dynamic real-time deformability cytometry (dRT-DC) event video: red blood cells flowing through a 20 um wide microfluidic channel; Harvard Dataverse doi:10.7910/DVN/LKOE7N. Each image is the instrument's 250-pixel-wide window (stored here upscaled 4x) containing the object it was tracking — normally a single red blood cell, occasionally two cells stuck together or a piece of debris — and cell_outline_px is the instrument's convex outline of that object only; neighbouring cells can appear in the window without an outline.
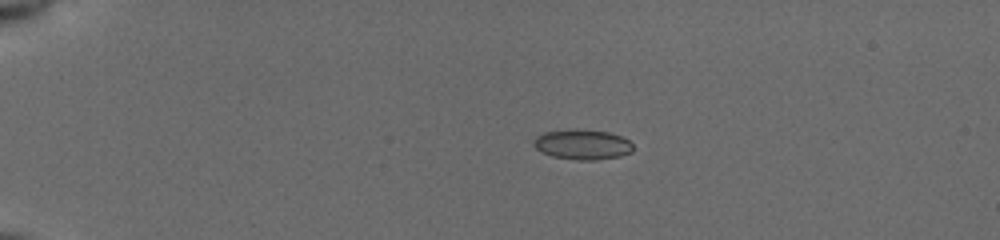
{"species": "common noctule bat (a hibernating species)", "species_latin": "Nyctalus noctula", "temperature_condition": "cold", "stored_images_in_passage": 42, "camera_frame_rate_fps": 3000, "um_per_image_px": 0.085, "animal": {"sex": "female", "body_mass_g": 19.5, "forearm_length_mm": 54.1}, "frame": {"image": 1, "passage_image": 1, "time_ms": 0.0, "image_size_px": [1000, 240], "cell_outline_px": [[632, 152], [620, 156], [596, 160], [576, 160], [552, 156], [536, 148], [532, 144], [532, 140], [536, 136], [544, 132], [572, 128], [608, 132], [620, 136], [628, 140], [632, 144]], "centroid_in_image_um": [49.48, 12.27], "position_along_channel_um": 35.5, "area_um2": 17.51}}
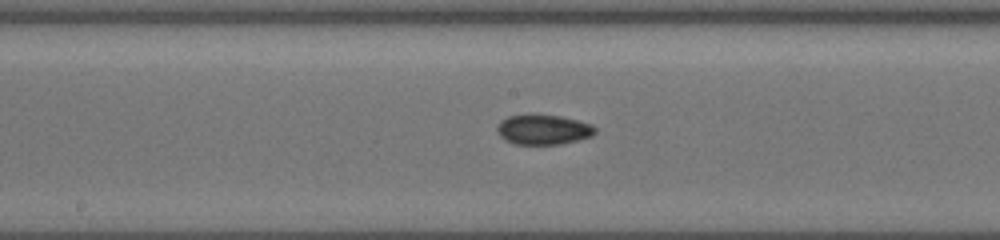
{"frame": {"image": 2, "passage_image": 19, "time_ms": 6.0, "image_size_px": [1000, 240], "cell_outline_px": [[596, 132], [592, 136], [560, 144], [516, 144], [504, 140], [496, 132], [496, 128], [500, 120], [508, 116], [532, 112], [560, 116], [592, 124], [596, 128]], "centroid_in_image_um": [46.13, 10.98], "position_along_channel_um": 202.1, "area_um2": 17.57}}
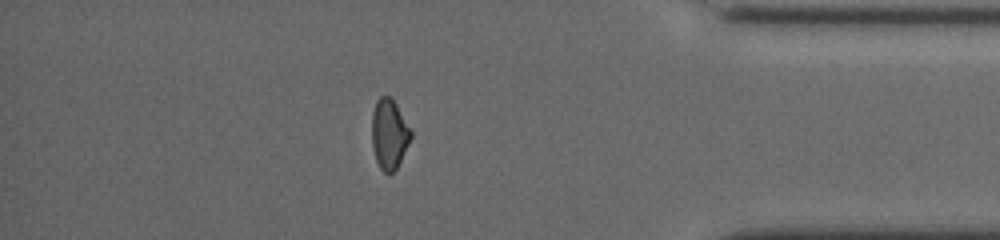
{"frame": {"image": 3, "passage_image": 36, "time_ms": 11.667, "image_size_px": [1000, 240], "cell_outline_px": [[412, 136], [396, 168], [388, 176], [380, 168], [376, 160], [372, 144], [372, 112], [376, 100], [380, 96], [388, 96], [396, 104], [412, 132]], "centroid_in_image_um": [33.06, 11.4], "position_along_channel_um": 402.1, "area_um2": 15.72}, "authors_computed_cell_mechanics": {"area_um2": 16.6753, "velocity_mm_per_s": 3.9512, "shape_relaxation_time_tau1_ms": null, "shape_relaxation_time_tau2_ms": 3.1716, "deformation_change_tau1": null, "deformation_change_tau2": 0.0656}}